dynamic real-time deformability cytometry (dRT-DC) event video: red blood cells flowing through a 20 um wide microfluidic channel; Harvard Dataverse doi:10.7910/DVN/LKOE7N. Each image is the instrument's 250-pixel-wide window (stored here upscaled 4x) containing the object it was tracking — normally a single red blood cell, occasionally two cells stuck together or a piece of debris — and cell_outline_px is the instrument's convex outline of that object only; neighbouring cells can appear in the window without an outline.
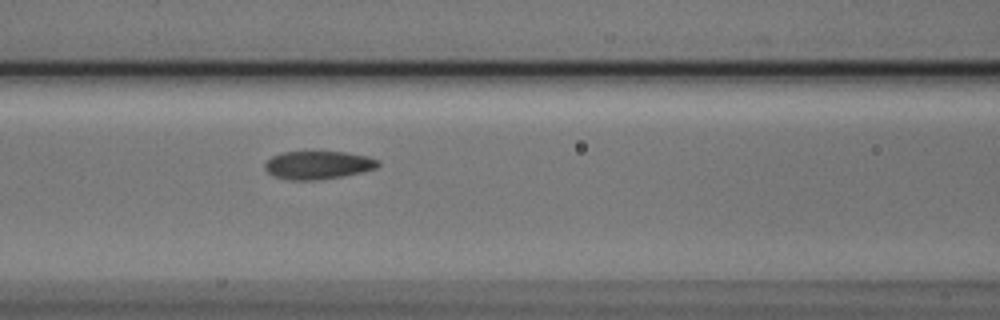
{"species": "Egyptian fruit bat (a non-hibernating species)", "species_latin": "Rousettus aegyptiacus", "temperature_condition": "cold", "stored_images_in_passage": 5, "camera_frame_rate_fps": 3000, "um_per_image_px": 0.085, "animal": {"sex": "male"}, "frame": {"image": 1, "passage_image": 5, "time_ms": 1.333, "image_size_px": [1000, 320], "cell_outline_px": [[380, 164], [376, 168], [360, 172], [340, 176], [316, 180], [292, 180], [272, 176], [264, 168], [264, 164], [272, 156], [284, 152], [344, 152], [368, 156], [380, 160]], "centroid_in_image_um": [27.03, 14.03], "position_along_channel_um": 139.6, "area_um2": 18.44}}